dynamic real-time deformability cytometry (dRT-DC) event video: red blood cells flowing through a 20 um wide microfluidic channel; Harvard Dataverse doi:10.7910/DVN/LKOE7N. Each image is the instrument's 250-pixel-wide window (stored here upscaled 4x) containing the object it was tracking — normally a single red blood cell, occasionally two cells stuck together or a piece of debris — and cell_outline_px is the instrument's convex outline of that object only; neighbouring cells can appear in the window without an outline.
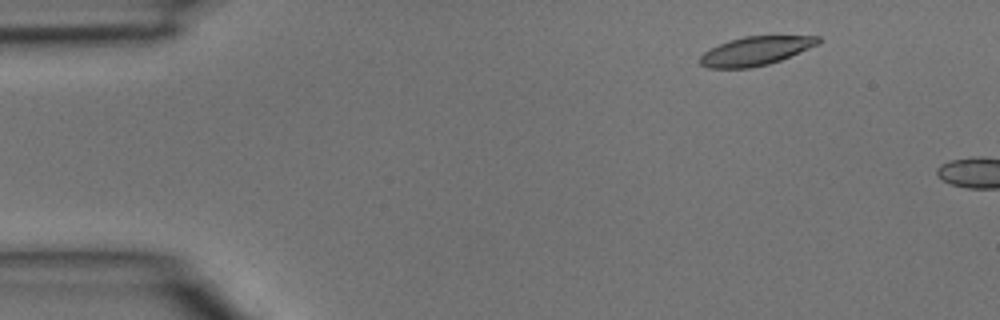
{"species": "common noctule bat (a hibernating species)", "species_latin": "Nyctalus noctula", "temperature_condition": "room temperature", "stored_images_in_passage": 3, "camera_frame_rate_fps": 3000, "um_per_image_px": 0.085, "animal": {"sex": "male", "body_mass_g": 15.6}, "frame": {"image": 1, "passage_image": 2, "time_ms": 0.333, "image_size_px": [1000, 320], "cell_outline_px": [[820, 44], [780, 60], [768, 64], [748, 68], [708, 68], [700, 64], [700, 56], [708, 48], [728, 40], [744, 36], [820, 36]], "centroid_in_image_um": [64.2, 4.32], "position_along_channel_um": 20.8, "area_um2": 19.88}}